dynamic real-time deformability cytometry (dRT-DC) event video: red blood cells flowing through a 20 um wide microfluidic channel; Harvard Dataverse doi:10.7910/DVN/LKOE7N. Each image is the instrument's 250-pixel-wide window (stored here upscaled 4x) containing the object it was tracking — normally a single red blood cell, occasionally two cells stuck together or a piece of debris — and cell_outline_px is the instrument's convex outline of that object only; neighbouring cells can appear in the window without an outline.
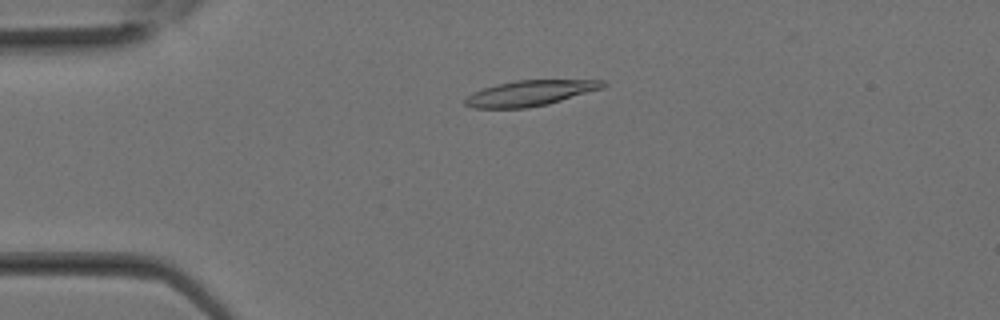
{"species": "Egyptian fruit bat (a non-hibernating species)", "species_latin": "Rousettus aegyptiacus", "temperature_condition": "room temperature", "stored_images_in_passage": 9, "camera_frame_rate_fps": 3000, "um_per_image_px": 0.085, "animal": {"sex": "female"}, "frame": {"image": 1, "passage_image": 7, "time_ms": 2.0, "image_size_px": [1000, 320], "cell_outline_px": [[608, 84], [604, 88], [548, 104], [528, 108], [472, 108], [464, 104], [464, 100], [472, 92], [496, 84], [516, 80], [604, 80]], "centroid_in_image_um": [45.07, 7.91], "position_along_channel_um": 39.9, "area_um2": 20.58}}